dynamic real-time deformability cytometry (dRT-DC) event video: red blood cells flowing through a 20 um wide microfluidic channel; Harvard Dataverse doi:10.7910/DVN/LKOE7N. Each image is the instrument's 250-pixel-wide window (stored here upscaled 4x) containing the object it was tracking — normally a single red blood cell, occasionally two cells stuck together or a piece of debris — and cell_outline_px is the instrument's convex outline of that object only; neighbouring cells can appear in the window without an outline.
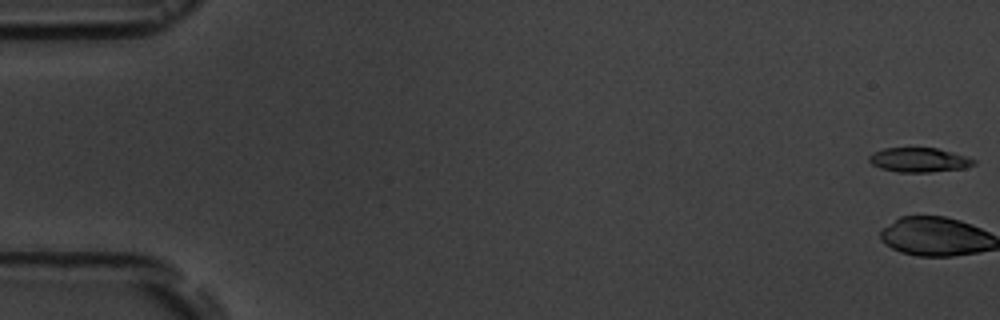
{"species": "common noctule bat (a hibernating species)", "species_latin": "Nyctalus noctula", "temperature_condition": "room temperature", "stored_images_in_passage": 5, "camera_frame_rate_fps": 3000, "um_per_image_px": 0.085, "animal": {"sex": "male", "body_mass_g": 19.5, "forearm_length_mm": 54.6}, "frame": {"image": 1, "passage_image": 1, "time_ms": 0.0, "image_size_px": [1000, 320], "cell_outline_px": [[976, 164], [964, 168], [928, 172], [896, 172], [880, 168], [872, 164], [868, 160], [868, 156], [872, 152], [884, 148], [936, 148], [952, 152], [976, 160]], "centroid_in_image_um": [78.08, 13.59], "position_along_channel_um": 6.9, "area_um2": 14.85}}